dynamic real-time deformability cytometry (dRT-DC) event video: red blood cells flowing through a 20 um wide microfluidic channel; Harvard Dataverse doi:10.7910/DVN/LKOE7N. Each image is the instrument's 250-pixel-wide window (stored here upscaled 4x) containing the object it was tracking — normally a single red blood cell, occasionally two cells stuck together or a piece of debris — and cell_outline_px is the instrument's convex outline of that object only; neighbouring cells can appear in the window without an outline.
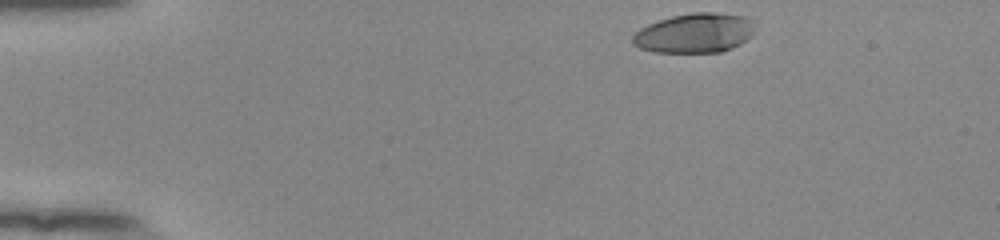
{"species": "human", "species_latin": "Homo sapiens", "temperature_condition": "room temperature", "stored_images_in_passage": 41, "camera_frame_rate_fps": 3000, "um_per_image_px": 0.085, "donor": {"sex": "female"}, "frame": {"image": 1, "passage_image": 1, "time_ms": 0.0, "image_size_px": [1000, 240], "cell_outline_px": [[756, 20], [752, 36], [740, 44], [732, 48], [720, 52], [652, 52], [640, 48], [632, 44], [632, 36], [640, 28], [648, 24], [672, 16], [692, 12], [716, 12], [748, 16]], "centroid_in_image_um": [59.09, 2.8], "position_along_channel_um": 25.9, "area_um2": 28.61}}
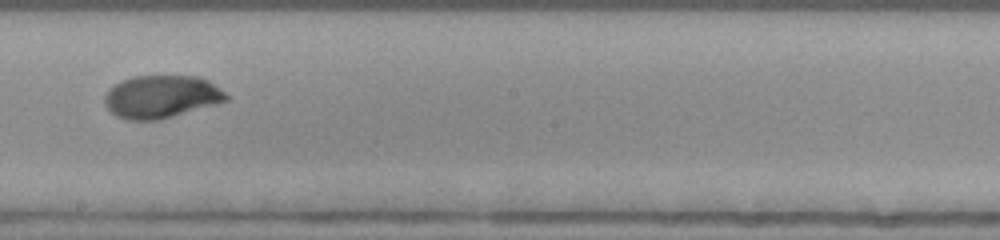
{"frame": {"image": 2, "passage_image": 24, "time_ms": 7.667, "image_size_px": [1000, 240], "cell_outline_px": [[228, 100], [216, 104], [160, 120], [128, 120], [116, 116], [104, 104], [104, 96], [108, 88], [132, 76], [200, 76], [208, 80], [220, 88], [228, 96]], "centroid_in_image_um": [13.71, 8.22], "position_along_channel_um": 234.5, "area_um2": 30.35}}
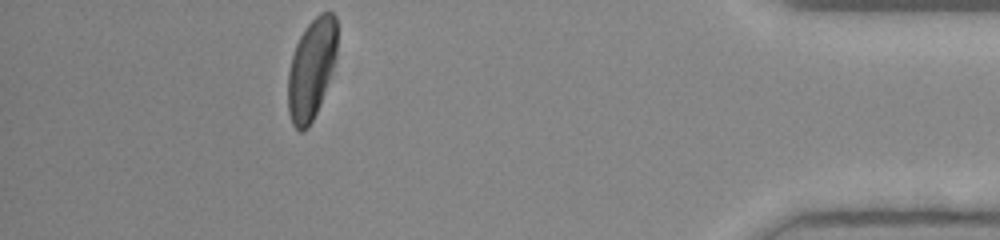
{"frame": {"image": 3, "passage_image": 41, "time_ms": 13.333, "image_size_px": [1000, 240], "cell_outline_px": [[336, 48], [332, 68], [320, 104], [308, 128], [304, 132], [300, 132], [292, 124], [288, 112], [288, 72], [292, 56], [296, 44], [304, 28], [320, 12], [332, 12], [336, 16]], "centroid_in_image_um": [26.44, 5.87], "position_along_channel_um": 408.8, "area_um2": 28.44}, "authors_computed_cell_mechanics": {"area_um2": 30.4028, "velocity_mm_per_s": 3.8818, "shape_relaxation_time_tau1_ms": 3.425, "shape_relaxation_time_tau2_ms": null, "deformation_change_tau1": 0.1971, "deformation_change_tau2": null}}